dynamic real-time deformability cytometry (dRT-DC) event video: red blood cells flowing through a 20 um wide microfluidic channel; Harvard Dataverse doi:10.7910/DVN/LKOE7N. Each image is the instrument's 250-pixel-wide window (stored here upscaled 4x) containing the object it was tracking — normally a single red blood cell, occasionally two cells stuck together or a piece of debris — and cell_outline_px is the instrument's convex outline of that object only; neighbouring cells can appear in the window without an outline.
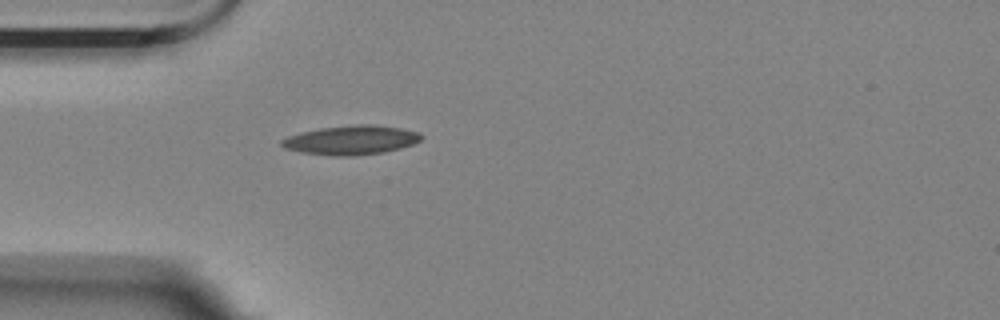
{"species": "Egyptian fruit bat (a non-hibernating species)", "species_latin": "Rousettus aegyptiacus", "temperature_condition": "room temperature", "stored_images_in_passage": 4, "camera_frame_rate_fps": 3000, "um_per_image_px": 0.085, "animal": {"sex": "female"}, "frame": {"image": 1, "passage_image": 4, "time_ms": 1.0, "image_size_px": [1000, 320], "cell_outline_px": [[424, 136], [420, 140], [412, 144], [400, 148], [384, 152], [352, 156], [332, 156], [300, 152], [284, 148], [280, 144], [280, 140], [288, 136], [300, 132], [320, 128], [360, 124], [372, 124], [400, 128], [420, 132]], "centroid_in_image_um": [29.83, 11.91], "position_along_channel_um": 55.2, "area_um2": 23.81}}